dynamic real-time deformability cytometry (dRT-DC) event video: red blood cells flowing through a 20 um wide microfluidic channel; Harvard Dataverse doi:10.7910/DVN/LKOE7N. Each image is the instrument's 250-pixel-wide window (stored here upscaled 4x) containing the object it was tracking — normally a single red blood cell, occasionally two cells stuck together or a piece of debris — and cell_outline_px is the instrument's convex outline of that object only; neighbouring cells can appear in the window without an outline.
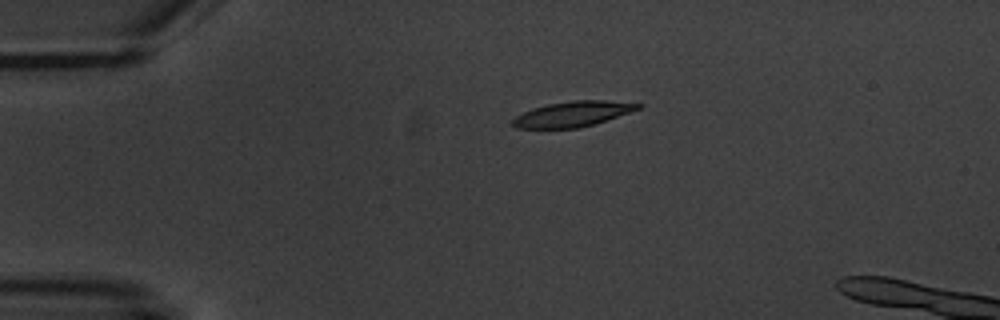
{"species": "common noctule bat (a hibernating species)", "species_latin": "Nyctalus noctula", "temperature_condition": "warm", "stored_images_in_passage": 3, "camera_frame_rate_fps": 3000, "um_per_image_px": 0.085, "animal": {"sex": "male", "body_mass_g": 20.1, "forearm_length_mm": 53.5}, "frame": {"image": 1, "passage_image": 1, "time_ms": 0.0, "image_size_px": [1000, 320], "cell_outline_px": [[644, 104], [640, 108], [596, 124], [580, 128], [516, 128], [508, 124], [516, 116], [532, 108], [548, 104], [572, 100], [604, 100]], "centroid_in_image_um": [48.65, 9.7], "position_along_channel_um": 36.4, "area_um2": 18.55}}